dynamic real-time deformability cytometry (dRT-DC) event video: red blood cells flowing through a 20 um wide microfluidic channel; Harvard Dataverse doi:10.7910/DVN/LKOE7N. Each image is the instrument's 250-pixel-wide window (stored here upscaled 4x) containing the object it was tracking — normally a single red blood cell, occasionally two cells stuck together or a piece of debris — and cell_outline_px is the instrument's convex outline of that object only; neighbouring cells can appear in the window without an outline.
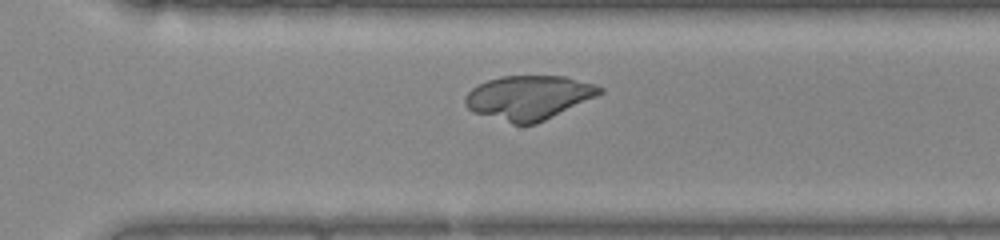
{"species": "common noctule bat (a hibernating species)", "species_latin": "Nyctalus noctula", "temperature_condition": "warm", "stored_images_in_passage": 34, "camera_frame_rate_fps": 3000, "um_per_image_px": 0.085, "animal": {"sex": "female", "body_mass_g": 22.0, "forearm_length_mm": 56.7}, "frame": {"image": 1, "passage_image": 26, "time_ms": 8.333, "image_size_px": [1000, 240], "cell_outline_px": [[604, 92], [596, 96], [536, 124], [512, 124], [472, 112], [464, 104], [464, 96], [472, 88], [488, 80], [500, 76], [564, 76], [596, 84], [604, 88]], "centroid_in_image_um": [44.92, 8.29], "position_along_channel_um": 325.7, "area_um2": 34.56}}
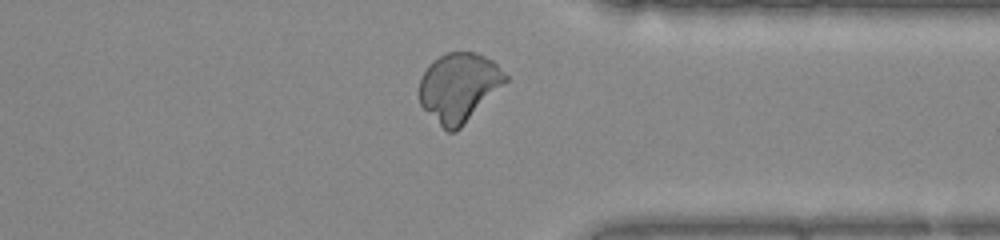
{"frame": {"image": 2, "passage_image": 30, "time_ms": 9.667, "image_size_px": [1000, 240], "cell_outline_px": [[508, 80], [456, 132], [448, 132], [420, 104], [420, 80], [428, 64], [444, 52], [476, 52], [492, 60], [508, 76]], "centroid_in_image_um": [39.01, 7.39], "position_along_channel_um": 372.4, "area_um2": 34.1}}